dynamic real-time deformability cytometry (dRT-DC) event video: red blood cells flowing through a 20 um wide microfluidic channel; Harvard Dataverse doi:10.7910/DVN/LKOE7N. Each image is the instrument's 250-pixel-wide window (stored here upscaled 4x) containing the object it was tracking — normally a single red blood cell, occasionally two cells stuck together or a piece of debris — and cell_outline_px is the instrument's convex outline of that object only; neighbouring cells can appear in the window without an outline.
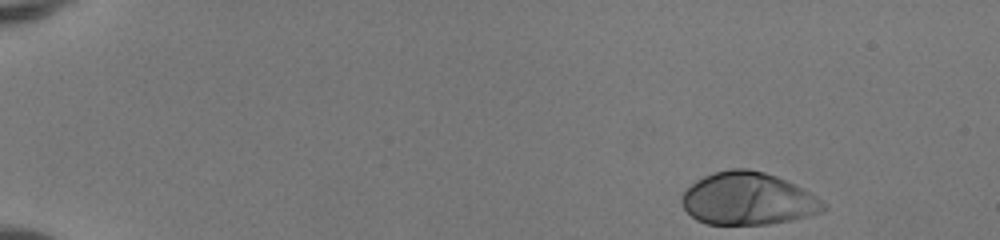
{"species": "human", "species_latin": "Homo sapiens", "temperature_condition": "room temperature", "stored_images_in_passage": 42, "camera_frame_rate_fps": 3000, "um_per_image_px": 0.085, "donor": {"sex": "female"}, "frame": {"image": 1, "passage_image": 1, "time_ms": 0.0, "image_size_px": [1000, 240], "cell_outline_px": [[828, 208], [824, 212], [792, 220], [768, 224], [708, 224], [696, 220], [684, 208], [680, 200], [684, 192], [696, 180], [712, 172], [732, 168], [748, 168], [764, 172], [776, 176], [816, 196], [828, 204]], "centroid_in_image_um": [63.59, 16.9], "position_along_channel_um": 21.4, "area_um2": 43.35}}
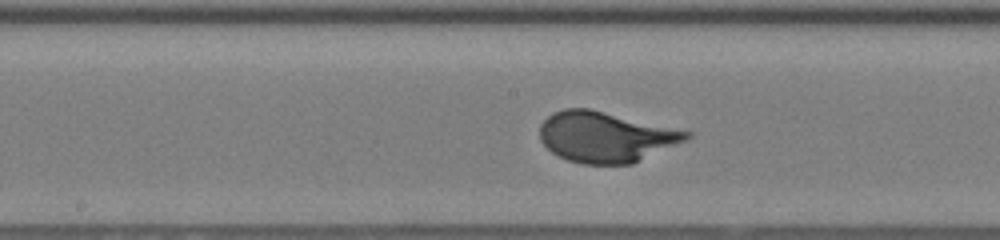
{"frame": {"image": 2, "passage_image": 24, "time_ms": 7.667, "image_size_px": [1000, 240], "cell_outline_px": [[692, 136], [688, 140], [632, 164], [584, 164], [568, 160], [552, 152], [540, 140], [540, 124], [552, 112], [564, 108], [588, 108], [692, 132]], "centroid_in_image_um": [51.49, 11.64], "position_along_channel_um": 196.7, "area_um2": 43.12}}
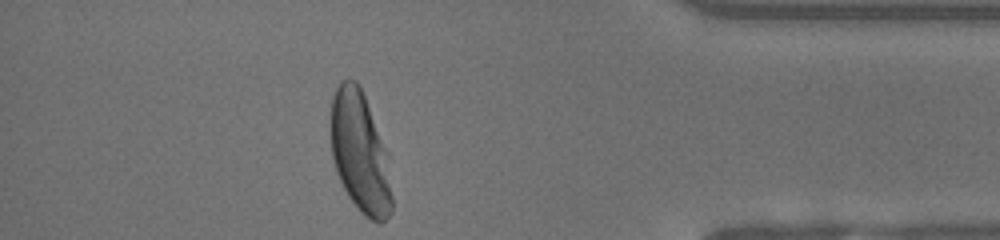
{"frame": {"image": 3, "passage_image": 41, "time_ms": 13.333, "image_size_px": [1000, 240], "cell_outline_px": [[392, 212], [380, 224], [364, 216], [356, 208], [348, 196], [336, 172], [332, 156], [332, 96], [336, 88], [344, 80], [356, 80], [360, 84], [388, 152], [392, 196]], "centroid_in_image_um": [30.64, 12.99], "position_along_channel_um": 404.6, "area_um2": 43.23}, "authors_computed_cell_mechanics": {"area_um2": 42.4541, "velocity_mm_per_s": 4.1403, "shape_relaxation_time_tau1_ms": 1.8676, "shape_relaxation_time_tau2_ms": null, "deformation_change_tau1": 0.1765, "deformation_change_tau2": null}}